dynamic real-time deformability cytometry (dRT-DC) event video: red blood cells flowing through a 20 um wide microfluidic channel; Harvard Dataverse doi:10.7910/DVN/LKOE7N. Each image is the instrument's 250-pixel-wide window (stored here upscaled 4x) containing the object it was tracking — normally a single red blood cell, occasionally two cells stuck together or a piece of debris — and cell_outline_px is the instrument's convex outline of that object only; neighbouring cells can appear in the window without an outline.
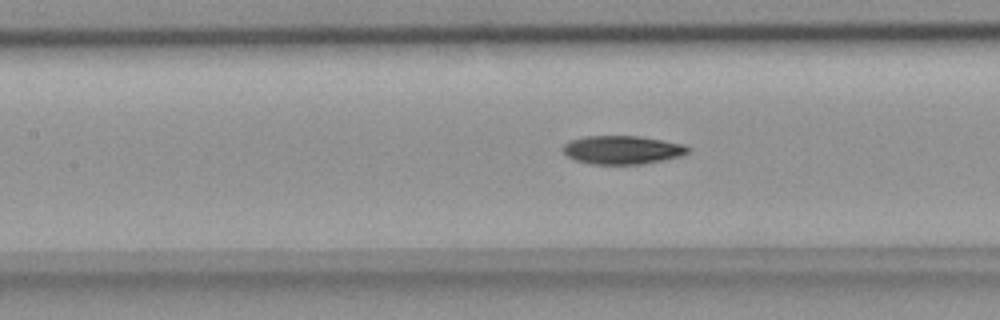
{"species": "common noctule bat (a hibernating species)", "species_latin": "Nyctalus noctula", "temperature_condition": "room temperature", "stored_images_in_passage": 41, "camera_frame_rate_fps": 3000, "um_per_image_px": 0.085, "animal": {"sex": "female", "body_mass_g": 18.4}, "frame": {"image": 1, "passage_image": 19, "time_ms": 6.0, "image_size_px": [1000, 320], "cell_outline_px": [[688, 152], [680, 156], [664, 160], [644, 164], [592, 164], [576, 160], [568, 156], [560, 148], [568, 140], [584, 136], [640, 136], [684, 144], [688, 148]], "centroid_in_image_um": [52.86, 12.73], "position_along_channel_um": 154.5, "area_um2": 20.81}}
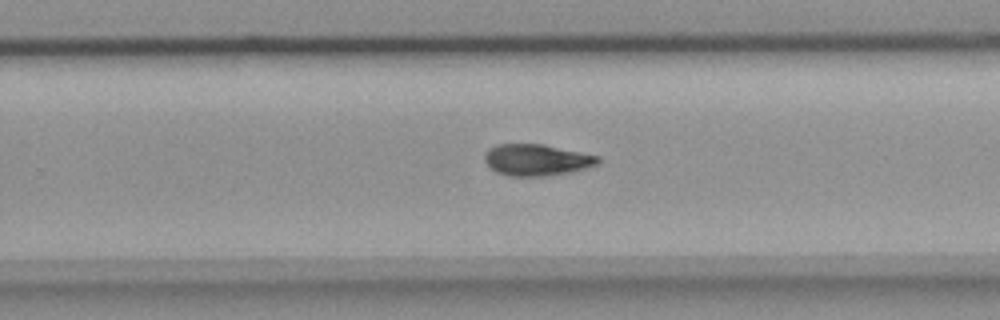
{"frame": {"image": 2, "passage_image": 29, "time_ms": 9.333, "image_size_px": [1000, 320], "cell_outline_px": [[600, 160], [596, 164], [572, 172], [544, 176], [508, 176], [496, 172], [484, 160], [484, 152], [488, 148], [496, 144], [544, 144], [600, 156]], "centroid_in_image_um": [45.59, 13.58], "position_along_channel_um": 284.2, "area_um2": 20.87}}
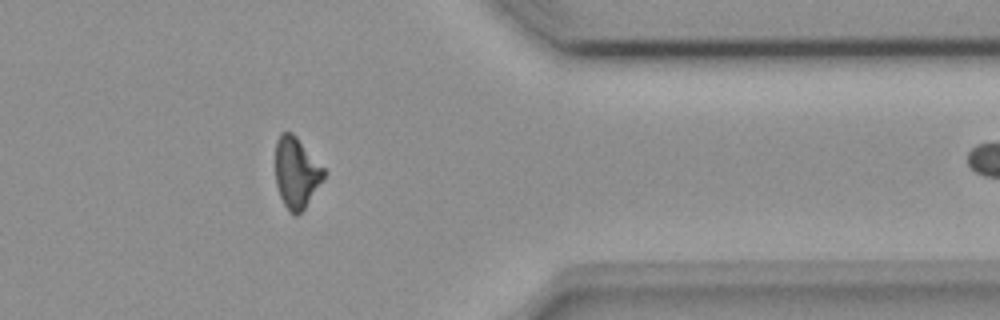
{"frame": {"image": 3, "passage_image": 38, "time_ms": 12.333, "image_size_px": [1000, 320], "cell_outline_px": [[324, 176], [304, 208], [296, 216], [288, 212], [280, 196], [276, 184], [276, 140], [280, 132], [292, 132], [296, 136], [324, 168]], "centroid_in_image_um": [25.16, 14.66], "position_along_channel_um": 386.2, "area_um2": 19.65}, "authors_computed_cell_mechanics": {"area_um2": 20.8658, "velocity_mm_per_s": 3.9052, "shape_relaxation_time_tau1_ms": 7.811, "shape_relaxation_time_tau2_ms": null, "deformation_change_tau1": 0.1993, "deformation_change_tau2": null}}